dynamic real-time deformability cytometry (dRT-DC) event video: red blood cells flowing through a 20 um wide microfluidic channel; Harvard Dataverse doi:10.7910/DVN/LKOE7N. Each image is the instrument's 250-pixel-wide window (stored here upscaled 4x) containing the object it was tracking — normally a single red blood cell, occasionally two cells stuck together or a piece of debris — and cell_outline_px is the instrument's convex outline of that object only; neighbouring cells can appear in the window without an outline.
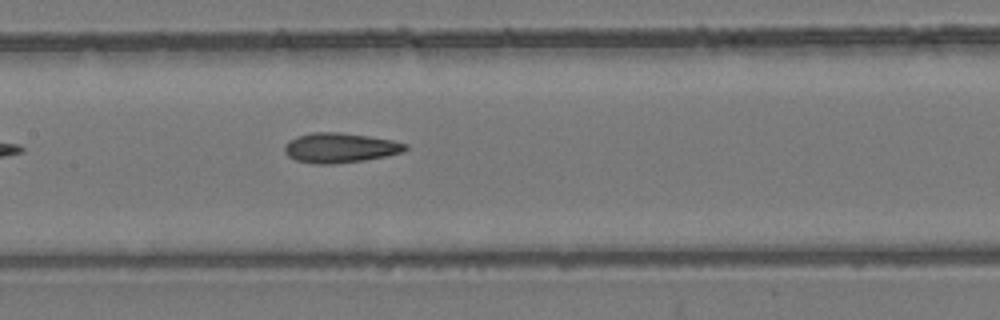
{"species": "common noctule bat (a hibernating species)", "species_latin": "Nyctalus noctula", "temperature_condition": "room temperature", "stored_images_in_passage": 9, "camera_frame_rate_fps": 3000, "um_per_image_px": 0.085, "animal": {"sex": "female", "body_mass_g": 24.6, "forearm_length_mm": 56.2}, "frame": {"image": 1, "passage_image": 9, "time_ms": 11.0, "image_size_px": [1000, 320], "cell_outline_px": [[408, 148], [404, 152], [364, 160], [332, 164], [312, 164], [296, 160], [288, 156], [284, 152], [284, 144], [288, 140], [296, 136], [312, 132], [340, 132], [368, 136], [392, 140], [408, 144]], "centroid_in_image_um": [28.87, 12.56], "position_along_channel_um": 178.5, "area_um2": 21.15}}